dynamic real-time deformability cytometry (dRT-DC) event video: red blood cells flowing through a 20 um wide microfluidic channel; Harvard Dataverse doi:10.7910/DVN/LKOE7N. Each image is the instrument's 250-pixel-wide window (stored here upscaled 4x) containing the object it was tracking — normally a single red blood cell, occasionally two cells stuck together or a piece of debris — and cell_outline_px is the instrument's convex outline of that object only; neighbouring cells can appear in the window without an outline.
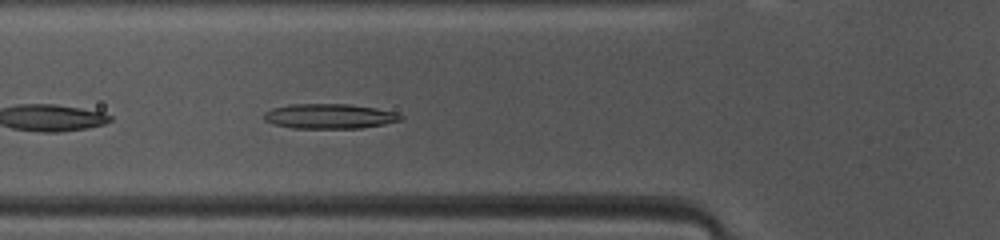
{"species": "common noctule bat (a hibernating species)", "species_latin": "Nyctalus noctula", "temperature_condition": "warm", "stored_images_in_passage": 31, "camera_frame_rate_fps": 3000, "um_per_image_px": 0.085, "animal": {"sex": "female", "body_mass_g": 10.0, "forearm_length_mm": 53.1}, "frame": {"image": 1, "passage_image": 6, "time_ms": 1.667, "image_size_px": [1000, 240], "cell_outline_px": [[404, 116], [400, 120], [384, 124], [360, 128], [292, 128], [272, 124], [264, 120], [264, 112], [272, 108], [288, 104], [348, 104], [376, 108], [396, 112]], "centroid_in_image_um": [27.97, 9.88], "position_along_channel_um": 97.8, "area_um2": 19.88}}
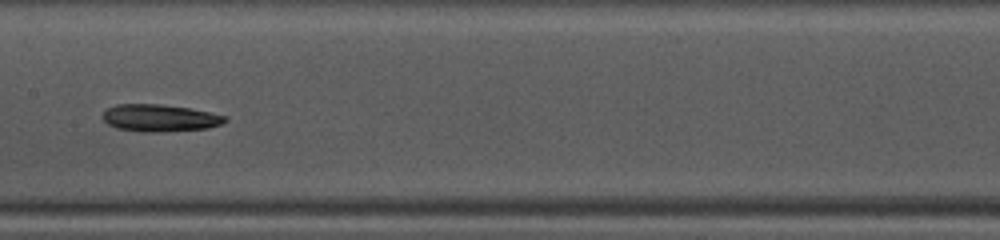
{"frame": {"image": 2, "passage_image": 13, "time_ms": 4.0, "image_size_px": [1000, 240], "cell_outline_px": [[228, 120], [220, 124], [208, 128], [160, 132], [140, 132], [116, 128], [108, 124], [100, 116], [108, 108], [116, 104], [160, 104], [192, 108], [228, 116]], "centroid_in_image_um": [13.58, 10.02], "position_along_channel_um": 193.8, "area_um2": 19.59}}
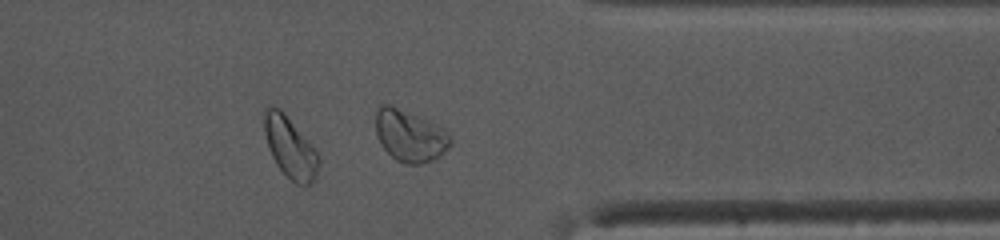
{"frame": {"image": 3, "passage_image": 27, "time_ms": 8.667, "image_size_px": [1000, 240], "cell_outline_px": [[320, 164], [316, 180], [308, 184], [296, 184], [276, 164], [268, 148], [264, 132], [264, 108], [280, 108], [284, 112], [320, 156]], "centroid_in_image_um": [24.67, 12.55], "position_along_channel_um": 386.7, "area_um2": 19.13}, "authors_computed_cell_mechanics": {"area_um2": 19.3052, "velocity_mm_per_s": 4.0927, "shape_relaxation_time_tau1_ms": 3.6002, "shape_relaxation_time_tau2_ms": null, "deformation_change_tau1": 0.1133, "deformation_change_tau2": null}}